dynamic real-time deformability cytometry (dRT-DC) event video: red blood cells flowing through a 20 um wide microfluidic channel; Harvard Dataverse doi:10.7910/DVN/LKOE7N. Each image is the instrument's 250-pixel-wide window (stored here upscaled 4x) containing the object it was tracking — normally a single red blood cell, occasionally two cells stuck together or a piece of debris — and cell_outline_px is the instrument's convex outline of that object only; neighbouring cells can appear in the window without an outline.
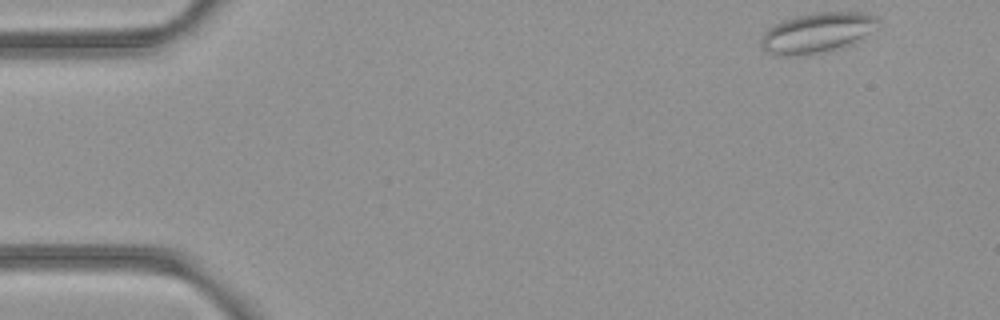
{"species": "common noctule bat (a hibernating species)", "species_latin": "Nyctalus noctula", "temperature_condition": "room temperature", "stored_images_in_passage": 49, "camera_frame_rate_fps": 3000, "um_per_image_px": 0.085, "animal": {"sex": "female", "body_mass_g": 21.9}, "frame": {"image": 1, "passage_image": 1, "time_ms": 0.0, "image_size_px": [1000, 320], "cell_outline_px": [[880, 24], [860, 40], [844, 48], [800, 56], [776, 56], [764, 52], [760, 44], [760, 40], [764, 32], [772, 24], [796, 16], [812, 12], [868, 12], [876, 16], [880, 20]], "centroid_in_image_um": [69.45, 2.79], "position_along_channel_um": 15.6, "area_um2": 28.09}}
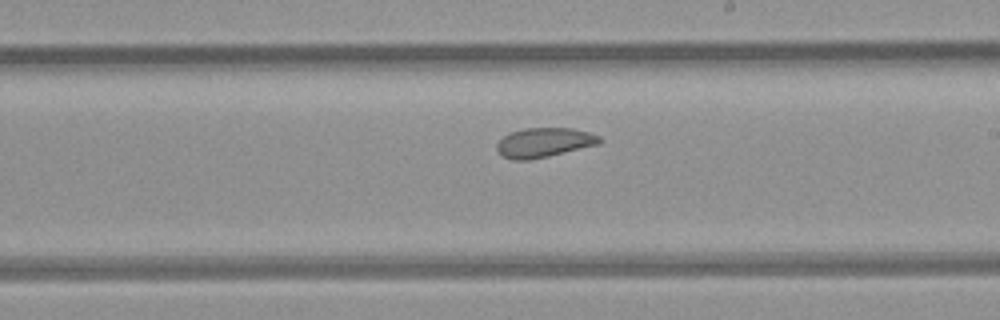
{"frame": {"image": 2, "passage_image": 27, "time_ms": 8.667, "image_size_px": [1000, 320], "cell_outline_px": [[600, 144], [548, 156], [528, 160], [512, 160], [504, 156], [496, 148], [496, 144], [508, 132], [524, 128], [572, 128], [588, 132], [600, 136]], "centroid_in_image_um": [46.23, 12.11], "position_along_channel_um": 242.8, "area_um2": 17.57}}
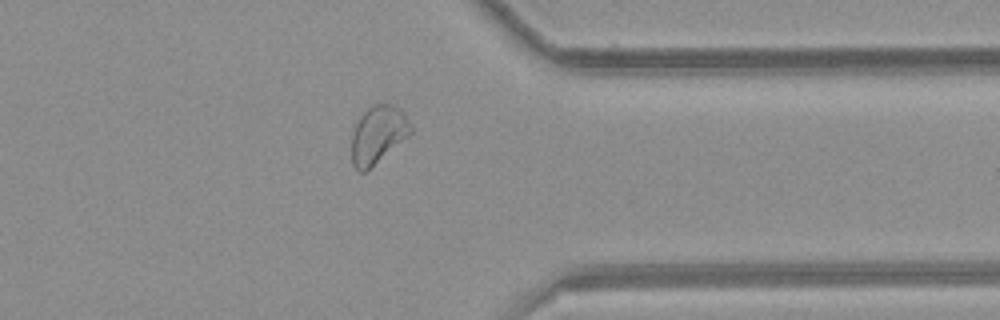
{"frame": {"image": 3, "passage_image": 38, "time_ms": 12.333, "image_size_px": [1000, 320], "cell_outline_px": [[412, 132], [408, 136], [364, 172], [360, 172], [352, 164], [352, 132], [360, 112], [372, 104], [392, 104], [400, 108], [404, 112], [412, 128]], "centroid_in_image_um": [32.1, 11.38], "position_along_channel_um": 379.3, "area_um2": 19.83}, "authors_computed_cell_mechanics": {"area_um2": 21.3282, "velocity_mm_per_s": 3.952, "shape_relaxation_time_tau1_ms": null, "shape_relaxation_time_tau2_ms": 2.2626, "deformation_change_tau1": null, "deformation_change_tau2": 0.073}}